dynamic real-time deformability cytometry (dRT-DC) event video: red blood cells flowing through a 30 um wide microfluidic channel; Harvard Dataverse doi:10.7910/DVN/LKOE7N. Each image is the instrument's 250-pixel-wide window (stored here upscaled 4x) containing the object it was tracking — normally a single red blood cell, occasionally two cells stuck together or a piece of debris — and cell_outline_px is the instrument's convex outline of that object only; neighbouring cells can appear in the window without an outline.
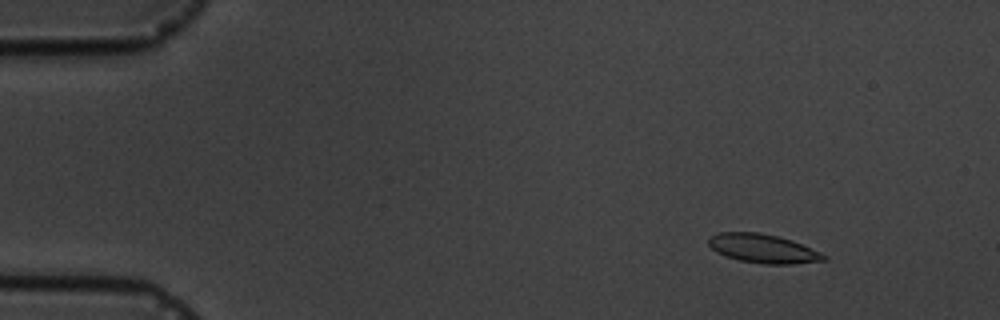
{"species": "common noctule bat (a hibernating species)", "species_latin": "Nyctalus noctula", "temperature_condition": "cold", "stored_images_in_passage": 3, "camera_frame_rate_fps": 3000, "um_per_image_px": 0.085, "animal": {"sex": "male", "body_mass_g": 19.5, "forearm_length_mm": 54.6}, "frame": {"image": 1, "passage_image": 1, "time_ms": 0.0, "image_size_px": [1000, 320], "cell_outline_px": [[828, 260], [792, 264], [764, 264], [740, 260], [724, 256], [716, 252], [708, 244], [708, 236], [720, 232], [760, 232], [792, 240], [820, 252], [828, 256]], "centroid_in_image_um": [64.84, 21.12], "position_along_channel_um": 20.2, "area_um2": 19.48}}